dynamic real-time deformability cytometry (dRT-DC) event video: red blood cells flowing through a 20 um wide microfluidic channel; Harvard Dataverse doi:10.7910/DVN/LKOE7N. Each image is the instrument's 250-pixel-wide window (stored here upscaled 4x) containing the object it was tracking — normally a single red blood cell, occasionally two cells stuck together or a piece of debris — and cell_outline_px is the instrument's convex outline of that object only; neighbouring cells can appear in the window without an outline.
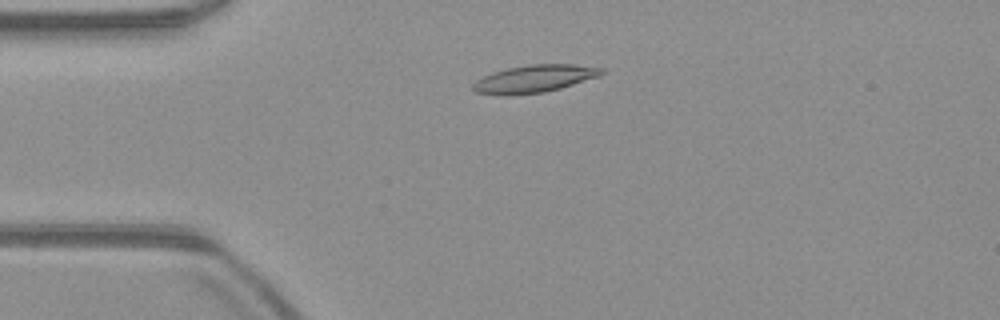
{"species": "common noctule bat (a hibernating species)", "species_latin": "Nyctalus noctula", "temperature_condition": "warm", "stored_images_in_passage": 51, "camera_frame_rate_fps": 3000, "um_per_image_px": 0.085, "animal": {"sex": "male", "body_mass_g": 23.1, "forearm_length_mm": 52.7}, "frame": {"image": 1, "passage_image": 11, "time_ms": 3.333, "image_size_px": [1000, 320], "cell_outline_px": [[604, 72], [600, 76], [560, 88], [544, 92], [512, 96], [496, 96], [476, 92], [472, 88], [472, 84], [476, 80], [492, 72], [508, 68], [528, 64], [572, 64], [604, 68]], "centroid_in_image_um": [45.38, 6.71], "position_along_channel_um": 39.6, "area_um2": 20.87}}
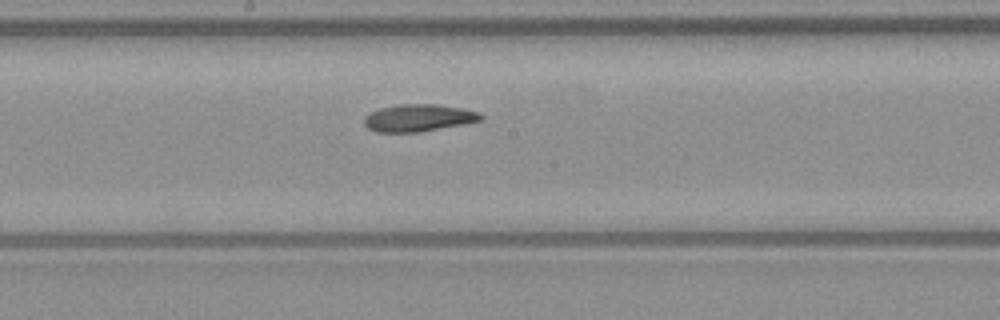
{"frame": {"image": 2, "passage_image": 26, "time_ms": 8.333, "image_size_px": [1000, 320], "cell_outline_px": [[484, 120], [464, 124], [420, 132], [376, 132], [368, 128], [364, 124], [364, 116], [380, 108], [400, 104], [436, 104], [460, 108], [480, 112], [484, 116]], "centroid_in_image_um": [35.6, 10.02], "position_along_channel_um": 212.6, "area_um2": 18.55}}
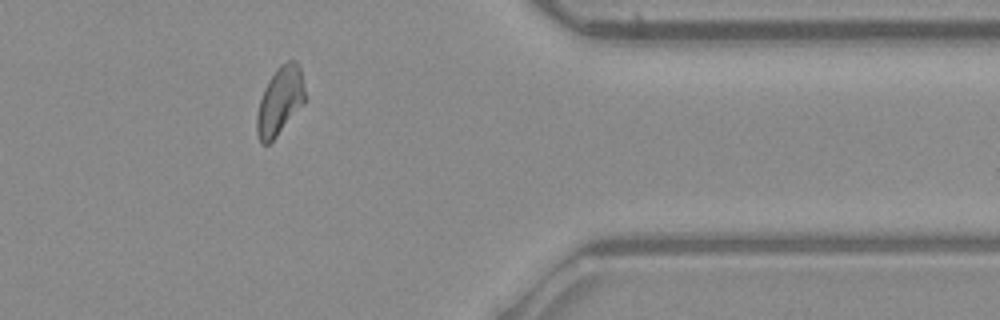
{"frame": {"image": 3, "passage_image": 41, "time_ms": 13.333, "image_size_px": [1000, 320], "cell_outline_px": [[308, 100], [276, 136], [268, 144], [260, 144], [256, 132], [256, 116], [260, 100], [264, 88], [268, 80], [276, 68], [280, 64], [288, 60], [292, 60], [300, 68]], "centroid_in_image_um": [23.8, 8.58], "position_along_channel_um": 387.6, "area_um2": 19.36}, "authors_computed_cell_mechanics": {"area_um2": 19.0162, "velocity_mm_per_s": 3.9526, "shape_relaxation_time_tau1_ms": 6.1833, "shape_relaxation_time_tau2_ms": 4.4957, "deformation_change_tau1": 0.1747, "deformation_change_tau2": 0.106}}